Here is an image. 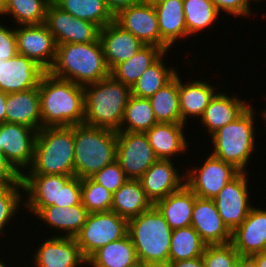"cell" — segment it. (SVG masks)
Listing matches in <instances>:
<instances>
[{
	"label": "cell",
	"instance_id": "1",
	"mask_svg": "<svg viewBox=\"0 0 266 267\" xmlns=\"http://www.w3.org/2000/svg\"><path fill=\"white\" fill-rule=\"evenodd\" d=\"M42 128L84 124V88L45 72L39 82Z\"/></svg>",
	"mask_w": 266,
	"mask_h": 267
},
{
	"label": "cell",
	"instance_id": "2",
	"mask_svg": "<svg viewBox=\"0 0 266 267\" xmlns=\"http://www.w3.org/2000/svg\"><path fill=\"white\" fill-rule=\"evenodd\" d=\"M47 72L82 86L110 75L100 39L92 43L57 45L54 63Z\"/></svg>",
	"mask_w": 266,
	"mask_h": 267
},
{
	"label": "cell",
	"instance_id": "3",
	"mask_svg": "<svg viewBox=\"0 0 266 267\" xmlns=\"http://www.w3.org/2000/svg\"><path fill=\"white\" fill-rule=\"evenodd\" d=\"M84 88V124L118 132L131 87L111 75Z\"/></svg>",
	"mask_w": 266,
	"mask_h": 267
},
{
	"label": "cell",
	"instance_id": "4",
	"mask_svg": "<svg viewBox=\"0 0 266 267\" xmlns=\"http://www.w3.org/2000/svg\"><path fill=\"white\" fill-rule=\"evenodd\" d=\"M74 125L37 132L31 166L23 174L74 176Z\"/></svg>",
	"mask_w": 266,
	"mask_h": 267
},
{
	"label": "cell",
	"instance_id": "5",
	"mask_svg": "<svg viewBox=\"0 0 266 267\" xmlns=\"http://www.w3.org/2000/svg\"><path fill=\"white\" fill-rule=\"evenodd\" d=\"M172 229L153 205L128 221V231L139 263L165 267L169 262Z\"/></svg>",
	"mask_w": 266,
	"mask_h": 267
},
{
	"label": "cell",
	"instance_id": "6",
	"mask_svg": "<svg viewBox=\"0 0 266 267\" xmlns=\"http://www.w3.org/2000/svg\"><path fill=\"white\" fill-rule=\"evenodd\" d=\"M74 146V176L89 178L116 160L117 132L74 125Z\"/></svg>",
	"mask_w": 266,
	"mask_h": 267
},
{
	"label": "cell",
	"instance_id": "7",
	"mask_svg": "<svg viewBox=\"0 0 266 267\" xmlns=\"http://www.w3.org/2000/svg\"><path fill=\"white\" fill-rule=\"evenodd\" d=\"M255 109L250 105L237 119L210 136L214 148L211 154L241 172L247 171L246 167L255 151Z\"/></svg>",
	"mask_w": 266,
	"mask_h": 267
},
{
	"label": "cell",
	"instance_id": "8",
	"mask_svg": "<svg viewBox=\"0 0 266 267\" xmlns=\"http://www.w3.org/2000/svg\"><path fill=\"white\" fill-rule=\"evenodd\" d=\"M127 231L128 221L113 211L95 212L88 214L75 239L87 260L101 247L125 237Z\"/></svg>",
	"mask_w": 266,
	"mask_h": 267
},
{
	"label": "cell",
	"instance_id": "9",
	"mask_svg": "<svg viewBox=\"0 0 266 267\" xmlns=\"http://www.w3.org/2000/svg\"><path fill=\"white\" fill-rule=\"evenodd\" d=\"M241 171L211 153L203 164L186 171L185 184L199 198L213 199Z\"/></svg>",
	"mask_w": 266,
	"mask_h": 267
},
{
	"label": "cell",
	"instance_id": "10",
	"mask_svg": "<svg viewBox=\"0 0 266 267\" xmlns=\"http://www.w3.org/2000/svg\"><path fill=\"white\" fill-rule=\"evenodd\" d=\"M157 160L145 133L117 132L116 161L128 179L139 180Z\"/></svg>",
	"mask_w": 266,
	"mask_h": 267
},
{
	"label": "cell",
	"instance_id": "11",
	"mask_svg": "<svg viewBox=\"0 0 266 267\" xmlns=\"http://www.w3.org/2000/svg\"><path fill=\"white\" fill-rule=\"evenodd\" d=\"M240 172L213 198L223 223L233 232L246 219L252 209L247 174Z\"/></svg>",
	"mask_w": 266,
	"mask_h": 267
},
{
	"label": "cell",
	"instance_id": "12",
	"mask_svg": "<svg viewBox=\"0 0 266 267\" xmlns=\"http://www.w3.org/2000/svg\"><path fill=\"white\" fill-rule=\"evenodd\" d=\"M114 21L124 30L131 32L145 45H155L165 52L171 49L160 36L159 24L154 6L139 2L122 9Z\"/></svg>",
	"mask_w": 266,
	"mask_h": 267
},
{
	"label": "cell",
	"instance_id": "13",
	"mask_svg": "<svg viewBox=\"0 0 266 267\" xmlns=\"http://www.w3.org/2000/svg\"><path fill=\"white\" fill-rule=\"evenodd\" d=\"M45 24L53 34L56 45L92 43L99 39L100 28L90 21L74 17L51 2Z\"/></svg>",
	"mask_w": 266,
	"mask_h": 267
},
{
	"label": "cell",
	"instance_id": "14",
	"mask_svg": "<svg viewBox=\"0 0 266 267\" xmlns=\"http://www.w3.org/2000/svg\"><path fill=\"white\" fill-rule=\"evenodd\" d=\"M37 132L16 123L0 125V150L21 175L32 164Z\"/></svg>",
	"mask_w": 266,
	"mask_h": 267
},
{
	"label": "cell",
	"instance_id": "15",
	"mask_svg": "<svg viewBox=\"0 0 266 267\" xmlns=\"http://www.w3.org/2000/svg\"><path fill=\"white\" fill-rule=\"evenodd\" d=\"M18 54L34 60L46 72L56 56L57 45L45 23L15 27Z\"/></svg>",
	"mask_w": 266,
	"mask_h": 267
},
{
	"label": "cell",
	"instance_id": "16",
	"mask_svg": "<svg viewBox=\"0 0 266 267\" xmlns=\"http://www.w3.org/2000/svg\"><path fill=\"white\" fill-rule=\"evenodd\" d=\"M33 253L34 267H79L87 264L75 237L52 235Z\"/></svg>",
	"mask_w": 266,
	"mask_h": 267
},
{
	"label": "cell",
	"instance_id": "17",
	"mask_svg": "<svg viewBox=\"0 0 266 267\" xmlns=\"http://www.w3.org/2000/svg\"><path fill=\"white\" fill-rule=\"evenodd\" d=\"M45 72L34 60L20 54L0 60V91L9 94L37 88Z\"/></svg>",
	"mask_w": 266,
	"mask_h": 267
},
{
	"label": "cell",
	"instance_id": "18",
	"mask_svg": "<svg viewBox=\"0 0 266 267\" xmlns=\"http://www.w3.org/2000/svg\"><path fill=\"white\" fill-rule=\"evenodd\" d=\"M191 226L206 245L227 244L232 240V232L223 223L213 199L196 197Z\"/></svg>",
	"mask_w": 266,
	"mask_h": 267
},
{
	"label": "cell",
	"instance_id": "19",
	"mask_svg": "<svg viewBox=\"0 0 266 267\" xmlns=\"http://www.w3.org/2000/svg\"><path fill=\"white\" fill-rule=\"evenodd\" d=\"M71 177L48 174H22L23 197H26L23 207H48L51 205L59 207L61 188Z\"/></svg>",
	"mask_w": 266,
	"mask_h": 267
},
{
	"label": "cell",
	"instance_id": "20",
	"mask_svg": "<svg viewBox=\"0 0 266 267\" xmlns=\"http://www.w3.org/2000/svg\"><path fill=\"white\" fill-rule=\"evenodd\" d=\"M175 166L172 159H158L139 179L153 204L179 190L185 184V174H180Z\"/></svg>",
	"mask_w": 266,
	"mask_h": 267
},
{
	"label": "cell",
	"instance_id": "21",
	"mask_svg": "<svg viewBox=\"0 0 266 267\" xmlns=\"http://www.w3.org/2000/svg\"><path fill=\"white\" fill-rule=\"evenodd\" d=\"M231 243L242 256L266 251V208L252 207L246 219L232 232Z\"/></svg>",
	"mask_w": 266,
	"mask_h": 267
},
{
	"label": "cell",
	"instance_id": "22",
	"mask_svg": "<svg viewBox=\"0 0 266 267\" xmlns=\"http://www.w3.org/2000/svg\"><path fill=\"white\" fill-rule=\"evenodd\" d=\"M104 59L109 70L120 62L127 61L144 46L131 32L124 30L115 21L99 31Z\"/></svg>",
	"mask_w": 266,
	"mask_h": 267
},
{
	"label": "cell",
	"instance_id": "23",
	"mask_svg": "<svg viewBox=\"0 0 266 267\" xmlns=\"http://www.w3.org/2000/svg\"><path fill=\"white\" fill-rule=\"evenodd\" d=\"M28 212L42 222H46L50 228L66 232L63 236L75 237L81 230L88 217V210L81 204L74 206L57 207H24Z\"/></svg>",
	"mask_w": 266,
	"mask_h": 267
},
{
	"label": "cell",
	"instance_id": "24",
	"mask_svg": "<svg viewBox=\"0 0 266 267\" xmlns=\"http://www.w3.org/2000/svg\"><path fill=\"white\" fill-rule=\"evenodd\" d=\"M6 122L42 129L39 88L7 94Z\"/></svg>",
	"mask_w": 266,
	"mask_h": 267
},
{
	"label": "cell",
	"instance_id": "25",
	"mask_svg": "<svg viewBox=\"0 0 266 267\" xmlns=\"http://www.w3.org/2000/svg\"><path fill=\"white\" fill-rule=\"evenodd\" d=\"M185 124L157 123L145 135L156 157L162 160H174L176 155L186 153L189 143L183 131ZM179 153V154H178ZM181 153V154H180Z\"/></svg>",
	"mask_w": 266,
	"mask_h": 267
},
{
	"label": "cell",
	"instance_id": "26",
	"mask_svg": "<svg viewBox=\"0 0 266 267\" xmlns=\"http://www.w3.org/2000/svg\"><path fill=\"white\" fill-rule=\"evenodd\" d=\"M250 105L236 95L229 96L225 92H217L210 100L200 122L211 136L219 128L237 119Z\"/></svg>",
	"mask_w": 266,
	"mask_h": 267
},
{
	"label": "cell",
	"instance_id": "27",
	"mask_svg": "<svg viewBox=\"0 0 266 267\" xmlns=\"http://www.w3.org/2000/svg\"><path fill=\"white\" fill-rule=\"evenodd\" d=\"M215 85L208 81L195 80L184 83L178 74L179 108L181 112V124H187L190 117L201 118L210 100L218 92ZM189 116V117H188Z\"/></svg>",
	"mask_w": 266,
	"mask_h": 267
},
{
	"label": "cell",
	"instance_id": "28",
	"mask_svg": "<svg viewBox=\"0 0 266 267\" xmlns=\"http://www.w3.org/2000/svg\"><path fill=\"white\" fill-rule=\"evenodd\" d=\"M196 195L184 184L154 203L172 230L191 226Z\"/></svg>",
	"mask_w": 266,
	"mask_h": 267
},
{
	"label": "cell",
	"instance_id": "29",
	"mask_svg": "<svg viewBox=\"0 0 266 267\" xmlns=\"http://www.w3.org/2000/svg\"><path fill=\"white\" fill-rule=\"evenodd\" d=\"M153 205L143 190L141 182L128 179L113 194L111 211L129 221L150 209Z\"/></svg>",
	"mask_w": 266,
	"mask_h": 267
},
{
	"label": "cell",
	"instance_id": "30",
	"mask_svg": "<svg viewBox=\"0 0 266 267\" xmlns=\"http://www.w3.org/2000/svg\"><path fill=\"white\" fill-rule=\"evenodd\" d=\"M154 7L161 39L170 48L178 39L187 38L183 0H165Z\"/></svg>",
	"mask_w": 266,
	"mask_h": 267
},
{
	"label": "cell",
	"instance_id": "31",
	"mask_svg": "<svg viewBox=\"0 0 266 267\" xmlns=\"http://www.w3.org/2000/svg\"><path fill=\"white\" fill-rule=\"evenodd\" d=\"M139 263L133 242L127 234L94 252L88 259L89 267H133Z\"/></svg>",
	"mask_w": 266,
	"mask_h": 267
},
{
	"label": "cell",
	"instance_id": "32",
	"mask_svg": "<svg viewBox=\"0 0 266 267\" xmlns=\"http://www.w3.org/2000/svg\"><path fill=\"white\" fill-rule=\"evenodd\" d=\"M165 51L155 45H144L130 59L120 62L110 70L117 81L131 87L142 73L155 63Z\"/></svg>",
	"mask_w": 266,
	"mask_h": 267
},
{
	"label": "cell",
	"instance_id": "33",
	"mask_svg": "<svg viewBox=\"0 0 266 267\" xmlns=\"http://www.w3.org/2000/svg\"><path fill=\"white\" fill-rule=\"evenodd\" d=\"M157 123L181 124L178 73L149 98Z\"/></svg>",
	"mask_w": 266,
	"mask_h": 267
},
{
	"label": "cell",
	"instance_id": "34",
	"mask_svg": "<svg viewBox=\"0 0 266 267\" xmlns=\"http://www.w3.org/2000/svg\"><path fill=\"white\" fill-rule=\"evenodd\" d=\"M63 11L79 19L90 21L100 29L114 21L104 0H52Z\"/></svg>",
	"mask_w": 266,
	"mask_h": 267
},
{
	"label": "cell",
	"instance_id": "35",
	"mask_svg": "<svg viewBox=\"0 0 266 267\" xmlns=\"http://www.w3.org/2000/svg\"><path fill=\"white\" fill-rule=\"evenodd\" d=\"M165 52L155 63L148 67L131 86V95L149 99L176 74V68L165 66Z\"/></svg>",
	"mask_w": 266,
	"mask_h": 267
},
{
	"label": "cell",
	"instance_id": "36",
	"mask_svg": "<svg viewBox=\"0 0 266 267\" xmlns=\"http://www.w3.org/2000/svg\"><path fill=\"white\" fill-rule=\"evenodd\" d=\"M155 124L157 121L149 99L131 95L118 132L145 133Z\"/></svg>",
	"mask_w": 266,
	"mask_h": 267
},
{
	"label": "cell",
	"instance_id": "37",
	"mask_svg": "<svg viewBox=\"0 0 266 267\" xmlns=\"http://www.w3.org/2000/svg\"><path fill=\"white\" fill-rule=\"evenodd\" d=\"M183 9L187 38L214 25L221 15L211 0H183Z\"/></svg>",
	"mask_w": 266,
	"mask_h": 267
},
{
	"label": "cell",
	"instance_id": "38",
	"mask_svg": "<svg viewBox=\"0 0 266 267\" xmlns=\"http://www.w3.org/2000/svg\"><path fill=\"white\" fill-rule=\"evenodd\" d=\"M206 244L192 226L174 229L171 235L169 261L201 257Z\"/></svg>",
	"mask_w": 266,
	"mask_h": 267
},
{
	"label": "cell",
	"instance_id": "39",
	"mask_svg": "<svg viewBox=\"0 0 266 267\" xmlns=\"http://www.w3.org/2000/svg\"><path fill=\"white\" fill-rule=\"evenodd\" d=\"M52 0H6L4 15L13 16L16 25L45 23L46 13Z\"/></svg>",
	"mask_w": 266,
	"mask_h": 267
},
{
	"label": "cell",
	"instance_id": "40",
	"mask_svg": "<svg viewBox=\"0 0 266 267\" xmlns=\"http://www.w3.org/2000/svg\"><path fill=\"white\" fill-rule=\"evenodd\" d=\"M81 201L89 213L111 211L113 193L91 177L81 179Z\"/></svg>",
	"mask_w": 266,
	"mask_h": 267
},
{
	"label": "cell",
	"instance_id": "41",
	"mask_svg": "<svg viewBox=\"0 0 266 267\" xmlns=\"http://www.w3.org/2000/svg\"><path fill=\"white\" fill-rule=\"evenodd\" d=\"M22 183L0 184V235L14 216L19 214L20 205H24ZM18 212V213H17Z\"/></svg>",
	"mask_w": 266,
	"mask_h": 267
},
{
	"label": "cell",
	"instance_id": "42",
	"mask_svg": "<svg viewBox=\"0 0 266 267\" xmlns=\"http://www.w3.org/2000/svg\"><path fill=\"white\" fill-rule=\"evenodd\" d=\"M239 256L231 242L206 245L202 254L204 267H233Z\"/></svg>",
	"mask_w": 266,
	"mask_h": 267
},
{
	"label": "cell",
	"instance_id": "43",
	"mask_svg": "<svg viewBox=\"0 0 266 267\" xmlns=\"http://www.w3.org/2000/svg\"><path fill=\"white\" fill-rule=\"evenodd\" d=\"M91 178L113 194L128 180L116 160L96 172Z\"/></svg>",
	"mask_w": 266,
	"mask_h": 267
},
{
	"label": "cell",
	"instance_id": "44",
	"mask_svg": "<svg viewBox=\"0 0 266 267\" xmlns=\"http://www.w3.org/2000/svg\"><path fill=\"white\" fill-rule=\"evenodd\" d=\"M81 203V179L72 176L61 188L59 207L66 208Z\"/></svg>",
	"mask_w": 266,
	"mask_h": 267
},
{
	"label": "cell",
	"instance_id": "45",
	"mask_svg": "<svg viewBox=\"0 0 266 267\" xmlns=\"http://www.w3.org/2000/svg\"><path fill=\"white\" fill-rule=\"evenodd\" d=\"M211 2L215 5L218 12L222 13L227 12L229 15H233L234 17H250L251 5L248 0H211Z\"/></svg>",
	"mask_w": 266,
	"mask_h": 267
},
{
	"label": "cell",
	"instance_id": "46",
	"mask_svg": "<svg viewBox=\"0 0 266 267\" xmlns=\"http://www.w3.org/2000/svg\"><path fill=\"white\" fill-rule=\"evenodd\" d=\"M18 54L15 28L0 23V60H9Z\"/></svg>",
	"mask_w": 266,
	"mask_h": 267
},
{
	"label": "cell",
	"instance_id": "47",
	"mask_svg": "<svg viewBox=\"0 0 266 267\" xmlns=\"http://www.w3.org/2000/svg\"><path fill=\"white\" fill-rule=\"evenodd\" d=\"M21 176L0 150V184L22 183Z\"/></svg>",
	"mask_w": 266,
	"mask_h": 267
},
{
	"label": "cell",
	"instance_id": "48",
	"mask_svg": "<svg viewBox=\"0 0 266 267\" xmlns=\"http://www.w3.org/2000/svg\"><path fill=\"white\" fill-rule=\"evenodd\" d=\"M109 11L113 16L117 15L122 9L129 7L140 0H104Z\"/></svg>",
	"mask_w": 266,
	"mask_h": 267
},
{
	"label": "cell",
	"instance_id": "49",
	"mask_svg": "<svg viewBox=\"0 0 266 267\" xmlns=\"http://www.w3.org/2000/svg\"><path fill=\"white\" fill-rule=\"evenodd\" d=\"M165 267H204V262L201 256L184 261H169Z\"/></svg>",
	"mask_w": 266,
	"mask_h": 267
},
{
	"label": "cell",
	"instance_id": "50",
	"mask_svg": "<svg viewBox=\"0 0 266 267\" xmlns=\"http://www.w3.org/2000/svg\"><path fill=\"white\" fill-rule=\"evenodd\" d=\"M6 99L7 94L0 91V125L6 122Z\"/></svg>",
	"mask_w": 266,
	"mask_h": 267
},
{
	"label": "cell",
	"instance_id": "51",
	"mask_svg": "<svg viewBox=\"0 0 266 267\" xmlns=\"http://www.w3.org/2000/svg\"><path fill=\"white\" fill-rule=\"evenodd\" d=\"M239 267H257V263L252 256H239Z\"/></svg>",
	"mask_w": 266,
	"mask_h": 267
},
{
	"label": "cell",
	"instance_id": "52",
	"mask_svg": "<svg viewBox=\"0 0 266 267\" xmlns=\"http://www.w3.org/2000/svg\"><path fill=\"white\" fill-rule=\"evenodd\" d=\"M257 263V267H266V251L252 255Z\"/></svg>",
	"mask_w": 266,
	"mask_h": 267
},
{
	"label": "cell",
	"instance_id": "53",
	"mask_svg": "<svg viewBox=\"0 0 266 267\" xmlns=\"http://www.w3.org/2000/svg\"><path fill=\"white\" fill-rule=\"evenodd\" d=\"M142 1L148 5L155 6L165 0H142Z\"/></svg>",
	"mask_w": 266,
	"mask_h": 267
},
{
	"label": "cell",
	"instance_id": "54",
	"mask_svg": "<svg viewBox=\"0 0 266 267\" xmlns=\"http://www.w3.org/2000/svg\"><path fill=\"white\" fill-rule=\"evenodd\" d=\"M6 0H0V16L4 15Z\"/></svg>",
	"mask_w": 266,
	"mask_h": 267
},
{
	"label": "cell",
	"instance_id": "55",
	"mask_svg": "<svg viewBox=\"0 0 266 267\" xmlns=\"http://www.w3.org/2000/svg\"><path fill=\"white\" fill-rule=\"evenodd\" d=\"M133 267H155V266L150 265V264H145V263H138Z\"/></svg>",
	"mask_w": 266,
	"mask_h": 267
},
{
	"label": "cell",
	"instance_id": "56",
	"mask_svg": "<svg viewBox=\"0 0 266 267\" xmlns=\"http://www.w3.org/2000/svg\"><path fill=\"white\" fill-rule=\"evenodd\" d=\"M262 114H263V115H262ZM261 115H262L263 120H265L264 122H265V124H266V112H261Z\"/></svg>",
	"mask_w": 266,
	"mask_h": 267
},
{
	"label": "cell",
	"instance_id": "57",
	"mask_svg": "<svg viewBox=\"0 0 266 267\" xmlns=\"http://www.w3.org/2000/svg\"><path fill=\"white\" fill-rule=\"evenodd\" d=\"M3 263H5V262H2L1 260H0V267H7V265L6 264H3ZM9 267V266H8Z\"/></svg>",
	"mask_w": 266,
	"mask_h": 267
},
{
	"label": "cell",
	"instance_id": "58",
	"mask_svg": "<svg viewBox=\"0 0 266 267\" xmlns=\"http://www.w3.org/2000/svg\"><path fill=\"white\" fill-rule=\"evenodd\" d=\"M233 267H239V258L237 259V262L233 265Z\"/></svg>",
	"mask_w": 266,
	"mask_h": 267
},
{
	"label": "cell",
	"instance_id": "59",
	"mask_svg": "<svg viewBox=\"0 0 266 267\" xmlns=\"http://www.w3.org/2000/svg\"><path fill=\"white\" fill-rule=\"evenodd\" d=\"M249 1V4H251V2L250 1H252V0H248ZM255 1H257L258 2V0H253V3L255 2ZM260 1V0H259Z\"/></svg>",
	"mask_w": 266,
	"mask_h": 267
}]
</instances>
